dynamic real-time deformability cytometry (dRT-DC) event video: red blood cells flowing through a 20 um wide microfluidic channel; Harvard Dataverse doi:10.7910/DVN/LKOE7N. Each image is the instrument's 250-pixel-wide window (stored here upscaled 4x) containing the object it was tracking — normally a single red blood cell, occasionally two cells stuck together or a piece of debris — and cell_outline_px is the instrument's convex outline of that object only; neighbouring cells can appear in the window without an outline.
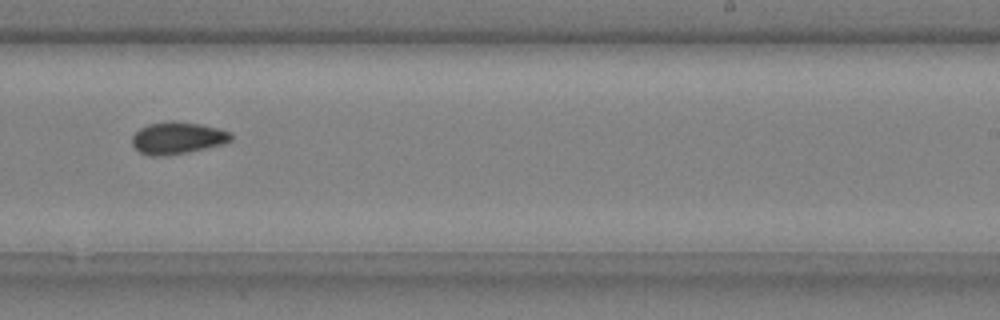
{"species": "common noctule bat (a hibernating species)", "species_latin": "Nyctalus noctula", "temperature_condition": "cold", "stored_images_in_passage": 12, "camera_frame_rate_fps": 3000, "um_per_image_px": 0.085, "animal": {"sex": "male", "body_mass_g": 20.4}, "frame": {"image": 1, "passage_image": 9, "time_ms": 2.667, "image_size_px": [1000, 320], "cell_outline_px": [[232, 140], [224, 144], [188, 152], [168, 156], [148, 156], [140, 152], [132, 144], [132, 136], [140, 128], [148, 124], [172, 120], [200, 124], [232, 132]], "centroid_in_image_um": [15.09, 11.73], "position_along_channel_um": 273.9, "area_um2": 18.61}}